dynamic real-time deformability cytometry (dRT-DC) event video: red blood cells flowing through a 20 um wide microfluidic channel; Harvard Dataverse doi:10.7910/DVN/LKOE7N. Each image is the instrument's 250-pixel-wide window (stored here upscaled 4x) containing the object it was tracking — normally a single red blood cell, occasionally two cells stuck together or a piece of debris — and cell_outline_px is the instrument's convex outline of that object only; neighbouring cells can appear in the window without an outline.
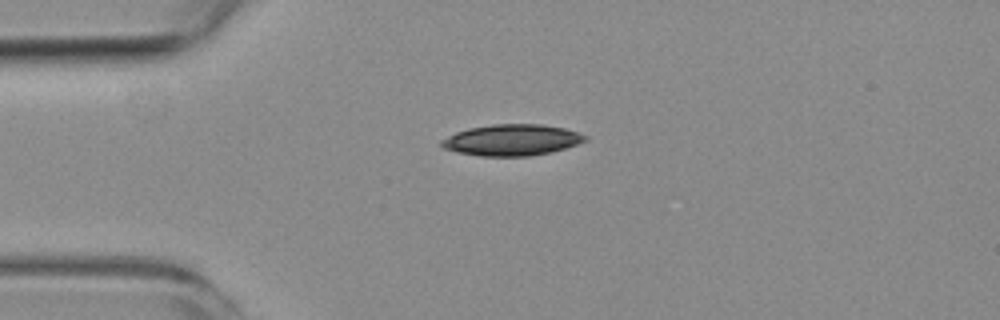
{"species": "common noctule bat (a hibernating species)", "species_latin": "Nyctalus noctula", "temperature_condition": "room temperature", "stored_images_in_passage": 5, "camera_frame_rate_fps": 3000, "um_per_image_px": 0.085, "animal": {"sex": "female", "body_mass_g": 19.3, "forearm_length_mm": 54.1}, "frame": {"image": 1, "passage_image": 1, "time_ms": 0.0, "image_size_px": [1000, 320], "cell_outline_px": [[588, 140], [552, 152], [528, 156], [480, 156], [456, 152], [444, 148], [440, 144], [440, 140], [456, 132], [468, 128], [492, 124], [540, 124], [564, 128], [588, 136]], "centroid_in_image_um": [43.48, 11.9], "position_along_channel_um": 41.5, "area_um2": 26.13}}
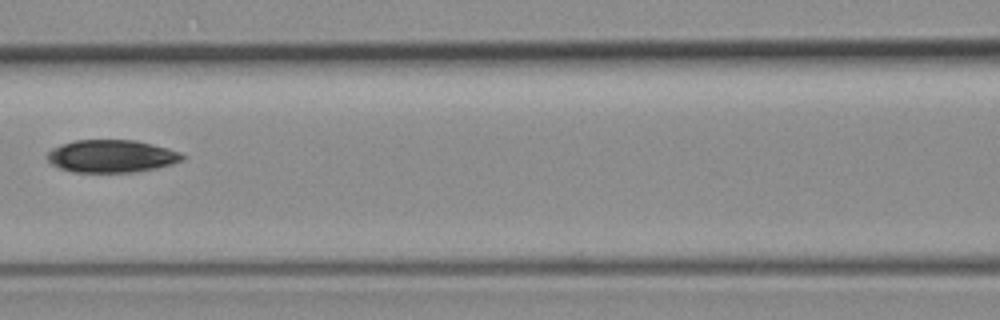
{"frame": {"image": 2, "passage_image": 4, "time_ms": 3.667, "image_size_px": [1000, 320], "cell_outline_px": [[184, 160], [172, 164], [156, 168], [136, 172], [72, 172], [60, 168], [52, 164], [48, 160], [48, 152], [52, 148], [76, 140], [132, 140], [152, 144], [168, 148], [180, 152], [184, 156]], "centroid_in_image_um": [9.5, 13.28], "position_along_channel_um": 157.1, "area_um2": 25.55}}
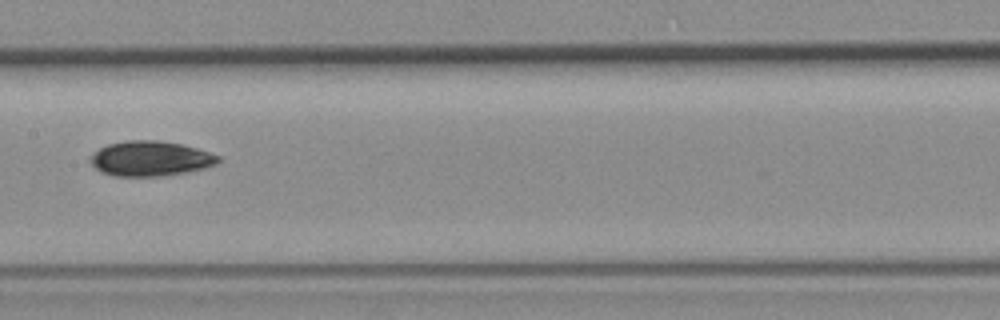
{"frame": {"image": 3, "passage_image": 5, "time_ms": 4.667, "image_size_px": [1000, 320], "cell_outline_px": [[220, 160], [216, 164], [204, 168], [188, 172], [164, 176], [112, 176], [100, 172], [88, 160], [92, 152], [108, 144], [128, 140], [156, 140], [180, 144], [196, 148], [220, 156]], "centroid_in_image_um": [12.75, 13.49], "position_along_channel_um": 194.7, "area_um2": 26.18}}